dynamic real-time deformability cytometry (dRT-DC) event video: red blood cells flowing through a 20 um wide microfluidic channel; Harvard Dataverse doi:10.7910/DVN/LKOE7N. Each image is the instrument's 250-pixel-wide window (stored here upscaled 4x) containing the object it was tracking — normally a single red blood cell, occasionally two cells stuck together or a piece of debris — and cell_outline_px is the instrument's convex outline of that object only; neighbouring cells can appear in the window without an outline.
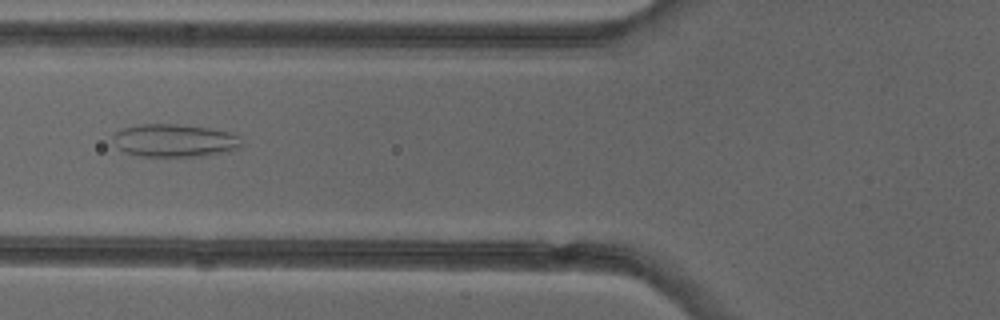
{"species": "common noctule bat (a hibernating species)", "species_latin": "Nyctalus noctula", "temperature_condition": "cold", "stored_images_in_passage": 6, "camera_frame_rate_fps": 3000, "um_per_image_px": 0.085, "animal": {"sex": "female"}, "frame": {"image": 1, "passage_image": 5, "time_ms": 4.667, "image_size_px": [1000, 320], "cell_outline_px": [[244, 144], [240, 148], [232, 152], [200, 156], [140, 156], [124, 152], [112, 140], [112, 136], [116, 132], [124, 128], [140, 124], [176, 124], [208, 128], [232, 132], [240, 136]], "centroid_in_image_um": [14.92, 11.95], "position_along_channel_um": 110.9, "area_um2": 24.91}}